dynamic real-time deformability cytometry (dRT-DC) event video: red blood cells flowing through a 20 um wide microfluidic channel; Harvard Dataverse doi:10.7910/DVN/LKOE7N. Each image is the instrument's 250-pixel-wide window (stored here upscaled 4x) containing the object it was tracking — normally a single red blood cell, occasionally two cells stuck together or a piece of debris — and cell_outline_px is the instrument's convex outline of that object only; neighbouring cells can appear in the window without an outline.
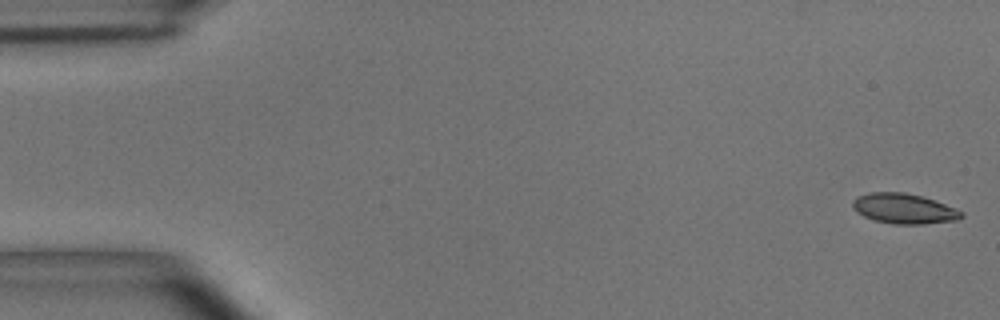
{"species": "common noctule bat (a hibernating species)", "species_latin": "Nyctalus noctula", "temperature_condition": "room temperature", "stored_images_in_passage": 55, "camera_frame_rate_fps": 3000, "um_per_image_px": 0.085, "animal": {"sex": "male", "body_mass_g": 15.6}, "frame": {"image": 1, "passage_image": 1, "time_ms": 0.0, "image_size_px": [1000, 320], "cell_outline_px": [[964, 216], [960, 220], [924, 224], [892, 224], [876, 220], [864, 216], [856, 212], [852, 208], [852, 200], [868, 192], [904, 192], [920, 196], [956, 208], [964, 212]], "centroid_in_image_um": [76.85, 17.74], "position_along_channel_um": 8.1, "area_um2": 19.13}}
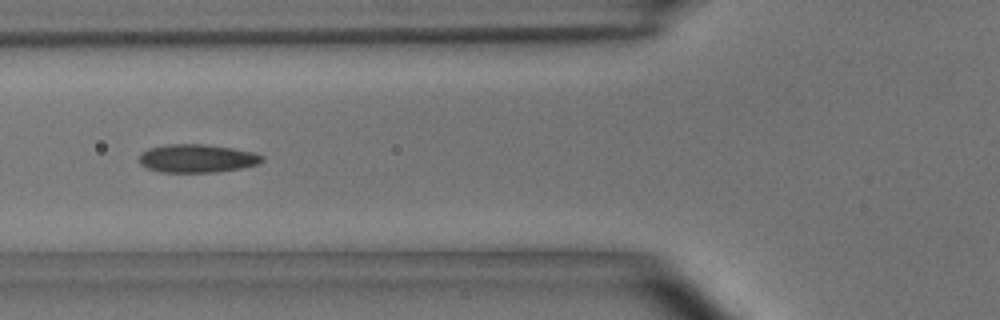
{"frame": {"image": 2, "passage_image": 20, "time_ms": 6.333, "image_size_px": [1000, 320], "cell_outline_px": [[264, 160], [260, 164], [244, 168], [216, 172], [160, 172], [148, 168], [140, 164], [140, 152], [148, 148], [168, 144], [204, 144], [232, 148], [252, 152], [264, 156]], "centroid_in_image_um": [16.77, 13.47], "position_along_channel_um": 109.0, "area_um2": 20.4}}
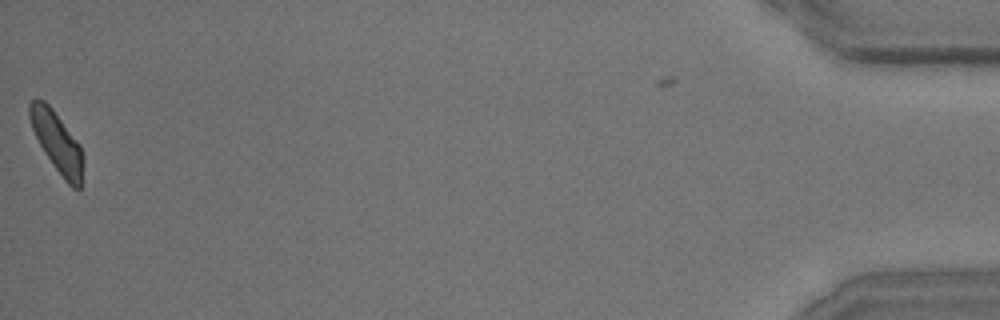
{"frame": {"image": 3, "passage_image": 54, "time_ms": 17.667, "image_size_px": [1000, 320], "cell_outline_px": [[84, 160], [80, 188], [72, 188], [68, 184], [56, 168], [40, 144], [32, 128], [28, 116], [28, 104], [32, 100], [44, 100], [52, 108], [80, 144], [84, 156]], "centroid_in_image_um": [4.87, 12.06], "position_along_channel_um": 430.3, "area_um2": 18.5}, "authors_computed_cell_mechanics": {"area_um2": 19.4208, "velocity_mm_per_s": 3.6689, "shape_relaxation_time_tau1_ms": 5.0258, "shape_relaxation_time_tau2_ms": 1.847, "deformation_change_tau1": 0.1303, "deformation_change_tau2": 0.0713}}